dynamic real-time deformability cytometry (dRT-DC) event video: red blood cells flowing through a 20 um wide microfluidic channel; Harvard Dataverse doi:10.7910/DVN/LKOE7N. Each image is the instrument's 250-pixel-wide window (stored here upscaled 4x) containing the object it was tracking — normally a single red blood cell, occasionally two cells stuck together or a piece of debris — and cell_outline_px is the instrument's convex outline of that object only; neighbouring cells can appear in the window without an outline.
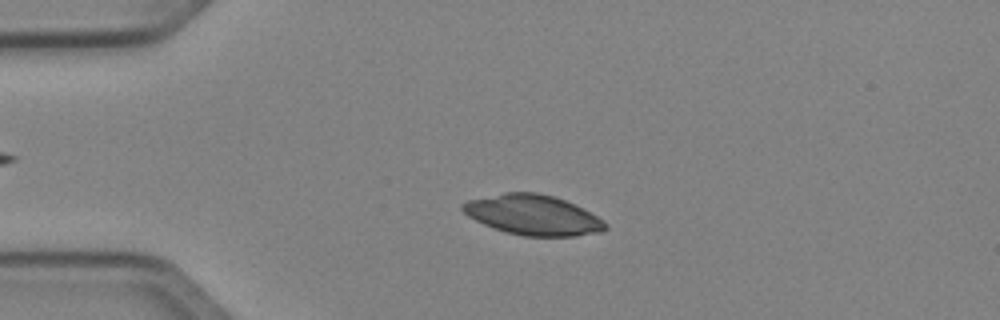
{"species": "Egyptian fruit bat (a non-hibernating species)", "species_latin": "Rousettus aegyptiacus", "temperature_condition": "cold", "stored_images_in_passage": 50, "camera_frame_rate_fps": 3000, "um_per_image_px": 0.085, "animal": {"sex": "female"}, "frame": {"image": 1, "passage_image": 12, "time_ms": 3.667, "image_size_px": [1000, 320], "cell_outline_px": [[608, 228], [604, 232], [576, 236], [524, 236], [504, 232], [492, 228], [468, 216], [460, 208], [460, 204], [468, 200], [504, 192], [536, 192], [552, 196], [564, 200], [604, 220], [608, 224]], "centroid_in_image_um": [45.29, 18.28], "position_along_channel_um": 39.7, "area_um2": 33.41}}
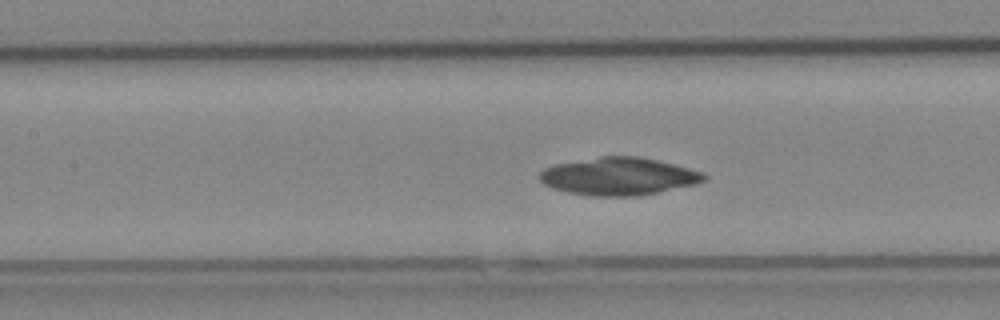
{"frame": {"image": 2, "passage_image": 23, "time_ms": 7.333, "image_size_px": [1000, 320], "cell_outline_px": [[708, 176], [704, 180], [696, 184], [636, 196], [592, 196], [568, 192], [552, 188], [544, 184], [536, 176], [544, 168], [556, 164], [600, 156], [640, 156], [704, 172]], "centroid_in_image_um": [52.56, 14.98], "position_along_channel_um": 154.8, "area_um2": 35.95}}
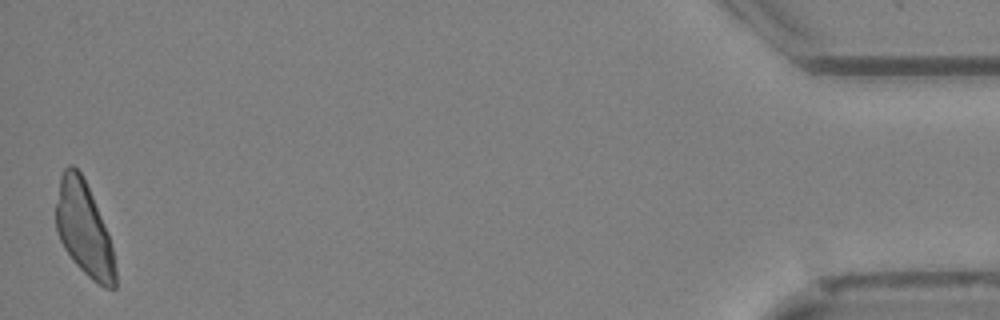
{"frame": {"image": 3, "passage_image": 50, "time_ms": 16.333, "image_size_px": [1000, 320], "cell_outline_px": [[116, 288], [104, 288], [92, 280], [72, 260], [64, 248], [56, 232], [56, 204], [60, 176], [64, 168], [68, 164], [72, 164], [80, 172], [92, 196], [108, 236], [112, 248], [116, 268]], "centroid_in_image_um": [7.12, 19.49], "position_along_channel_um": 428.1, "area_um2": 32.08}}